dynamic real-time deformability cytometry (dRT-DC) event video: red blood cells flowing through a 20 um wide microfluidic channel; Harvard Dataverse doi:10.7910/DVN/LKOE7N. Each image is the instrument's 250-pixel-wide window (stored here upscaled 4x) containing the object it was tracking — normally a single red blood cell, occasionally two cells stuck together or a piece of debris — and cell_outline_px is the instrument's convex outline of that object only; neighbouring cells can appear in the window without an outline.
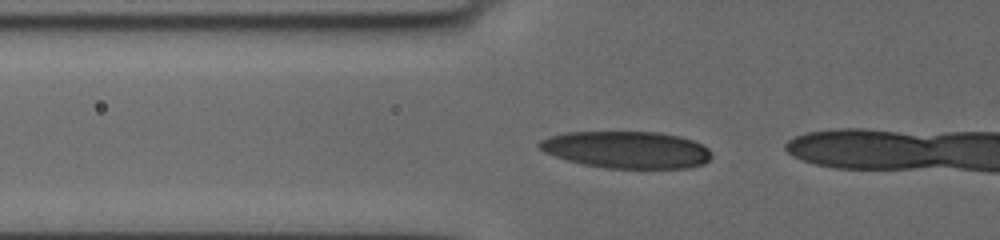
{"species": "human", "species_latin": "Homo sapiens", "temperature_condition": "cold", "stored_images_in_passage": 21, "camera_frame_rate_fps": 3000, "um_per_image_px": 0.085, "donor": {"sex": "female"}, "frame": {"image": 1, "passage_image": 18, "time_ms": 5.667, "image_size_px": [1000, 240], "cell_outline_px": [[712, 156], [704, 164], [688, 168], [604, 168], [584, 164], [568, 160], [544, 152], [540, 148], [540, 140], [552, 136], [568, 132], [660, 132], [680, 136], [692, 140], [708, 148], [712, 152]], "centroid_in_image_um": [53.32, 12.73], "position_along_channel_um": 72.5, "area_um2": 36.99}}